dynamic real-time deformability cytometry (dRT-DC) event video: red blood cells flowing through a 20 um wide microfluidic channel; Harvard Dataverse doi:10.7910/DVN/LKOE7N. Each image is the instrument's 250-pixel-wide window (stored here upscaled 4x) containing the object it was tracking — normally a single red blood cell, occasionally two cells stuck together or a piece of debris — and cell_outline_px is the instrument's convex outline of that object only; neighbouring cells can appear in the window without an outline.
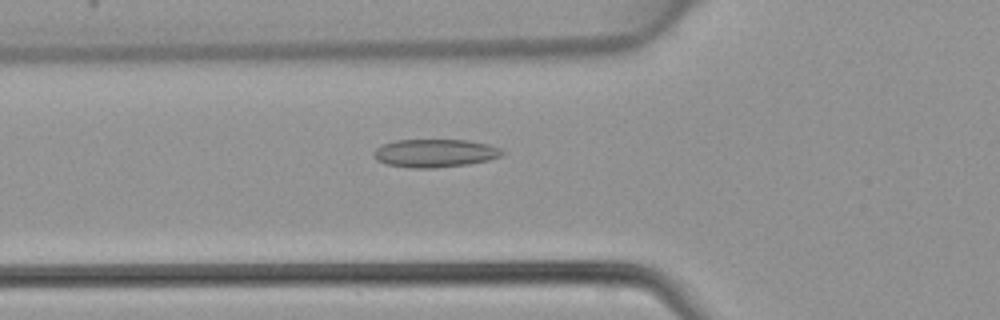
{"species": "common noctule bat (a hibernating species)", "species_latin": "Nyctalus noctula", "temperature_condition": "warm", "stored_images_in_passage": 47, "camera_frame_rate_fps": 3000, "um_per_image_px": 0.085, "animal": {"sex": "female", "body_mass_g": 22.7, "forearm_length_mm": 54.2}, "frame": {"image": 1, "passage_image": 17, "time_ms": 5.333, "image_size_px": [1000, 320], "cell_outline_px": [[504, 152], [500, 156], [488, 160], [468, 164], [432, 168], [412, 168], [384, 164], [376, 160], [372, 152], [376, 148], [384, 144], [396, 140], [468, 140], [488, 144], [500, 148]], "centroid_in_image_um": [36.94, 13.02], "position_along_channel_um": 88.9, "area_um2": 21.04}}
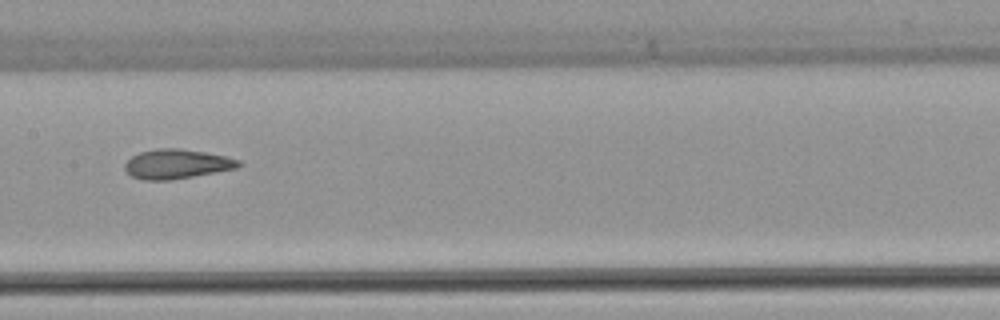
{"frame": {"image": 2, "passage_image": 24, "time_ms": 7.667, "image_size_px": [1000, 320], "cell_outline_px": [[244, 164], [236, 168], [172, 180], [144, 180], [132, 176], [124, 168], [124, 164], [132, 156], [140, 152], [156, 148], [180, 148], [204, 152], [224, 156], [240, 160]], "centroid_in_image_um": [15.02, 13.93], "position_along_channel_um": 192.4, "area_um2": 19.48}}
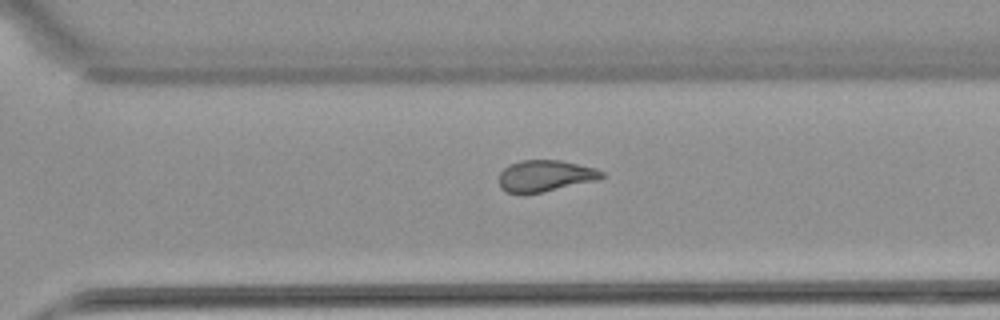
{"frame": {"image": 3, "passage_image": 33, "time_ms": 10.667, "image_size_px": [1000, 320], "cell_outline_px": [[604, 176], [596, 180], [540, 192], [508, 192], [500, 188], [500, 172], [508, 164], [520, 160], [560, 160], [592, 168], [604, 172]], "centroid_in_image_um": [46.3, 14.92], "position_along_channel_um": 324.3, "area_um2": 18.26}}